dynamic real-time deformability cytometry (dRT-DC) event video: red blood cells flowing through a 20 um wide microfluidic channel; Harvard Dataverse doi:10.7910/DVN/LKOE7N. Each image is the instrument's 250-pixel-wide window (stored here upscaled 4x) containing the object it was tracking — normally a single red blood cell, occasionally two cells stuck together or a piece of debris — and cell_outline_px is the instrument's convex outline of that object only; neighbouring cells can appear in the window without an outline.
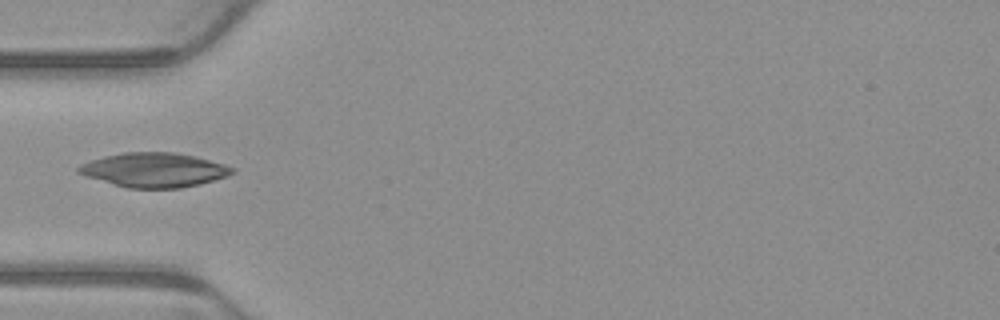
{"species": "common noctule bat (a hibernating species)", "species_latin": "Nyctalus noctula", "temperature_condition": "warm", "stored_images_in_passage": 5, "camera_frame_rate_fps": 3000, "um_per_image_px": 0.085, "animal": {"sex": "male", "body_mass_g": 23.1, "forearm_length_mm": 52.7}, "frame": {"image": 1, "passage_image": 4, "time_ms": 1.0, "image_size_px": [1000, 320], "cell_outline_px": [[236, 172], [200, 184], [180, 188], [128, 188], [88, 176], [76, 172], [76, 168], [80, 164], [104, 156], [124, 152], [176, 152], [196, 156], [224, 164], [236, 168]], "centroid_in_image_um": [13.12, 14.43], "position_along_channel_um": 71.9, "area_um2": 30.58}}
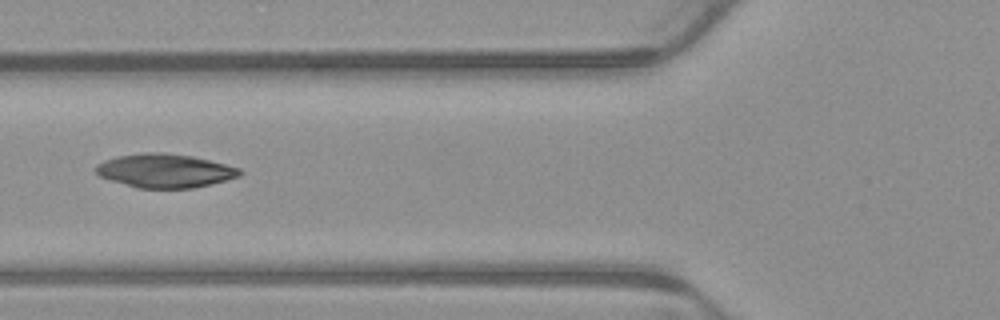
{"frame": {"image": 2, "passage_image": 5, "time_ms": 1.333, "image_size_px": [1000, 320], "cell_outline_px": [[244, 172], [240, 176], [192, 188], [136, 188], [108, 180], [100, 176], [96, 172], [96, 164], [104, 160], [116, 156], [144, 152], [164, 152], [192, 156], [240, 168]], "centroid_in_image_um": [13.97, 14.51], "position_along_channel_um": 111.8, "area_um2": 28.32}}